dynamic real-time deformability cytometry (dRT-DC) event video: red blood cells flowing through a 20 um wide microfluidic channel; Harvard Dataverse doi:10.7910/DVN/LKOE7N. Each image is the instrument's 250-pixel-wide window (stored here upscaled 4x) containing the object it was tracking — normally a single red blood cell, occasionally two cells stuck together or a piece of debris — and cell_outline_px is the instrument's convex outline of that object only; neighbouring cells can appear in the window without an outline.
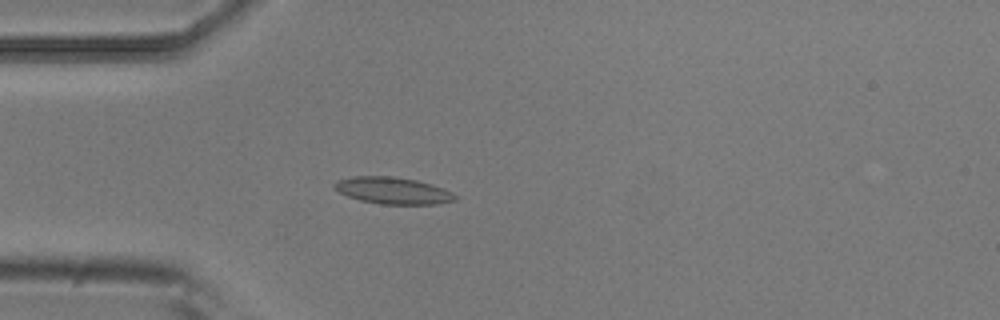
{"species": "common noctule bat (a hibernating species)", "species_latin": "Nyctalus noctula", "temperature_condition": "room temperature", "stored_images_in_passage": 4, "camera_frame_rate_fps": 3000, "um_per_image_px": 0.085, "animal": {"sex": "male", "body_mass_g": 20.5, "forearm_length_mm": 52.5}, "frame": {"image": 1, "passage_image": 4, "time_ms": 1.0, "image_size_px": [1000, 320], "cell_outline_px": [[456, 200], [436, 204], [380, 204], [360, 200], [348, 196], [332, 188], [332, 184], [336, 180], [352, 176], [392, 176], [416, 180], [432, 184], [452, 192], [456, 196]], "centroid_in_image_um": [33.35, 16.19], "position_along_channel_um": 51.6, "area_um2": 18.9}}